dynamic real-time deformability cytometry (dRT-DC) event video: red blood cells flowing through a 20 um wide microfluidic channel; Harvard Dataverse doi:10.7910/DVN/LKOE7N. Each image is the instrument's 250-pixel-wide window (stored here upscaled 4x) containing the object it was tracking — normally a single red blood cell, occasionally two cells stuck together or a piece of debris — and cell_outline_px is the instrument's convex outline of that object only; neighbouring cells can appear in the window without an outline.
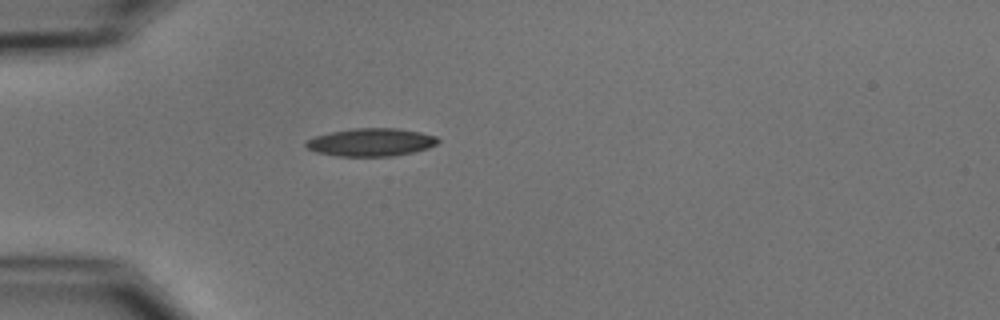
{"species": "common noctule bat (a hibernating species)", "species_latin": "Nyctalus noctula", "temperature_condition": "cold", "stored_images_in_passage": 1, "camera_frame_rate_fps": 3000, "um_per_image_px": 0.085, "animal": {"sex": "male", "body_mass_g": 15.6}, "frame": {"image": 1, "passage_image": 1, "time_ms": 0.0, "image_size_px": [1000, 320], "cell_outline_px": [[440, 140], [436, 144], [428, 148], [416, 152], [392, 156], [336, 156], [316, 152], [308, 148], [304, 144], [304, 140], [328, 132], [352, 128], [400, 128], [420, 132], [436, 136]], "centroid_in_image_um": [31.53, 12.08], "position_along_channel_um": 53.5, "area_um2": 21.73}}